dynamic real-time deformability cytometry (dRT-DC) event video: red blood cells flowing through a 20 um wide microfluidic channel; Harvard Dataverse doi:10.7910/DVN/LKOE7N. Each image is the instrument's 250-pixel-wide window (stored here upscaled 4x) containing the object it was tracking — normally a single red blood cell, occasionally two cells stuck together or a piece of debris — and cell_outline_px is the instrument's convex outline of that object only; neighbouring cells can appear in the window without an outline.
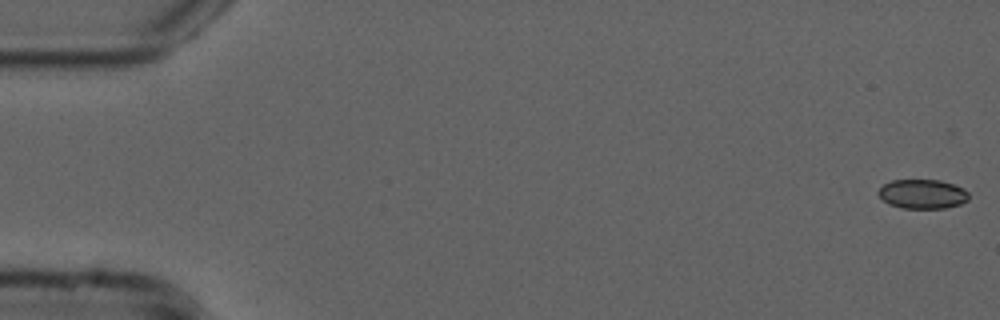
{"species": "common noctule bat (a hibernating species)", "species_latin": "Nyctalus noctula", "temperature_condition": "cold", "stored_images_in_passage": 54, "camera_frame_rate_fps": 3000, "um_per_image_px": 0.085, "animal": {"sex": "male", "forearm_length_mm": 52.5}, "frame": {"image": 1, "passage_image": 1, "time_ms": 0.0, "image_size_px": [1000, 320], "cell_outline_px": [[968, 200], [960, 204], [944, 208], [900, 208], [888, 204], [876, 192], [884, 184], [892, 180], [940, 180], [964, 188], [968, 192]], "centroid_in_image_um": [78.4, 16.49], "position_along_channel_um": 6.6, "area_um2": 15.43}}
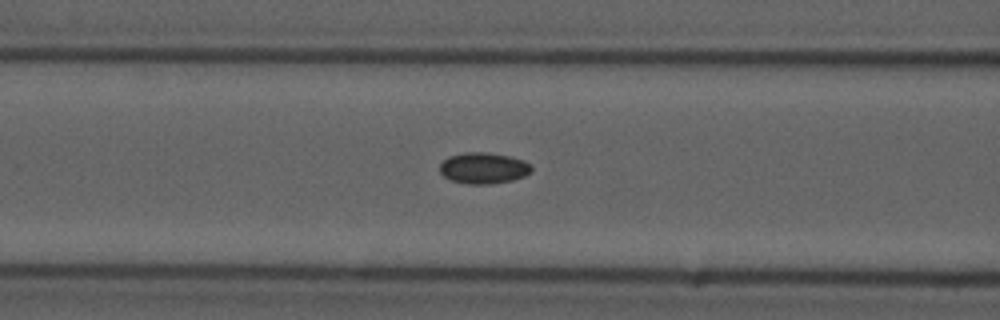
{"frame": {"image": 2, "passage_image": 22, "time_ms": 7.0, "image_size_px": [1000, 320], "cell_outline_px": [[532, 172], [524, 176], [512, 180], [488, 184], [468, 184], [452, 180], [444, 176], [440, 172], [440, 164], [448, 156], [464, 152], [488, 152], [508, 156], [524, 160], [532, 168]], "centroid_in_image_um": [41.09, 14.28], "position_along_channel_um": 125.5, "area_um2": 16.59}}
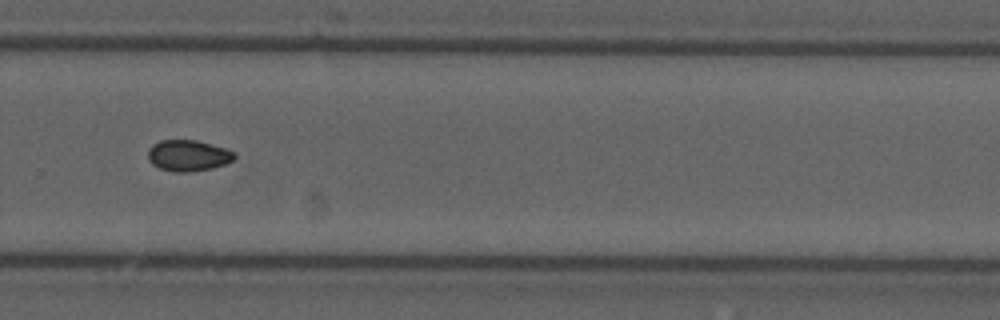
{"frame": {"image": 3, "passage_image": 37, "time_ms": 12.0, "image_size_px": [1000, 320], "cell_outline_px": [[236, 156], [232, 160], [224, 164], [212, 168], [188, 172], [172, 172], [160, 168], [152, 164], [148, 160], [148, 148], [152, 144], [160, 140], [196, 140], [224, 148], [236, 152]], "centroid_in_image_um": [15.96, 13.22], "position_along_channel_um": 313.8, "area_um2": 15.72}, "authors_computed_cell_mechanics": {"area_um2": 15.6638, "velocity_mm_per_s": 3.7685, "shape_relaxation_time_tau1_ms": null, "shape_relaxation_time_tau2_ms": 6.2069, "deformation_change_tau1": null, "deformation_change_tau2": 0.0677}}